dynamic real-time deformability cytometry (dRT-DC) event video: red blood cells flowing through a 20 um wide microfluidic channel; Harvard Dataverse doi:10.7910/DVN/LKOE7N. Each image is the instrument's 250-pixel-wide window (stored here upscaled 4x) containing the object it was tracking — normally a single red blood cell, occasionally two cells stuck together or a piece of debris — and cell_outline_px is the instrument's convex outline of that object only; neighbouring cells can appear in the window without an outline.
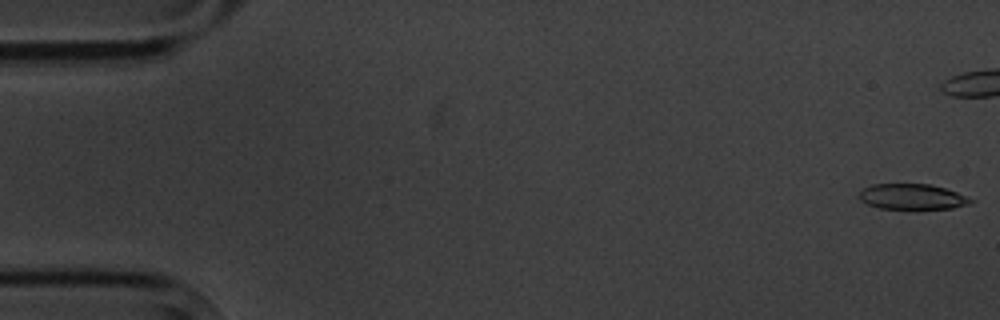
{"species": "common noctule bat (a hibernating species)", "species_latin": "Nyctalus noctula", "temperature_condition": "cold", "stored_images_in_passage": 8, "camera_frame_rate_fps": 3000, "um_per_image_px": 0.085, "animal": {"sex": "male", "body_mass_g": 20.1, "forearm_length_mm": 53.5}, "frame": {"image": 1, "passage_image": 1, "time_ms": 0.0, "image_size_px": [1000, 320], "cell_outline_px": [[976, 200], [972, 204], [952, 208], [880, 208], [868, 204], [860, 200], [860, 192], [864, 188], [872, 184], [928, 184], [944, 188], [956, 192]], "centroid_in_image_um": [77.57, 16.71], "position_along_channel_um": 7.4, "area_um2": 16.36}}
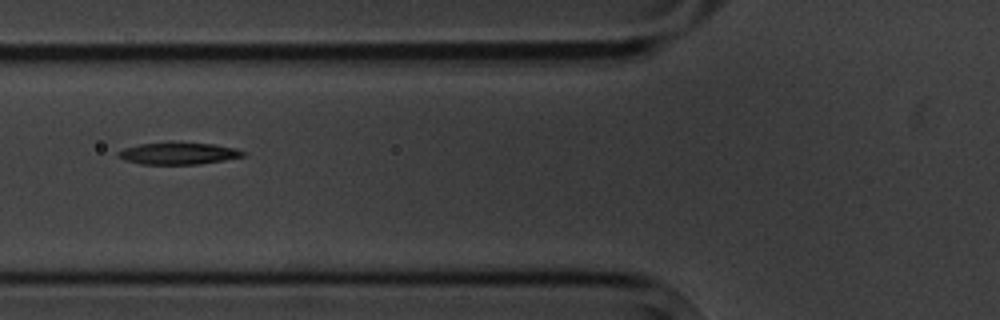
{"frame": {"image": 2, "passage_image": 8, "time_ms": 8.0, "image_size_px": [1000, 320], "cell_outline_px": [[248, 156], [200, 164], [140, 164], [124, 160], [116, 156], [116, 152], [124, 148], [140, 144], [212, 144], [236, 148], [248, 152]], "centroid_in_image_um": [15.2, 13.07], "position_along_channel_um": 110.6, "area_um2": 15.66}}